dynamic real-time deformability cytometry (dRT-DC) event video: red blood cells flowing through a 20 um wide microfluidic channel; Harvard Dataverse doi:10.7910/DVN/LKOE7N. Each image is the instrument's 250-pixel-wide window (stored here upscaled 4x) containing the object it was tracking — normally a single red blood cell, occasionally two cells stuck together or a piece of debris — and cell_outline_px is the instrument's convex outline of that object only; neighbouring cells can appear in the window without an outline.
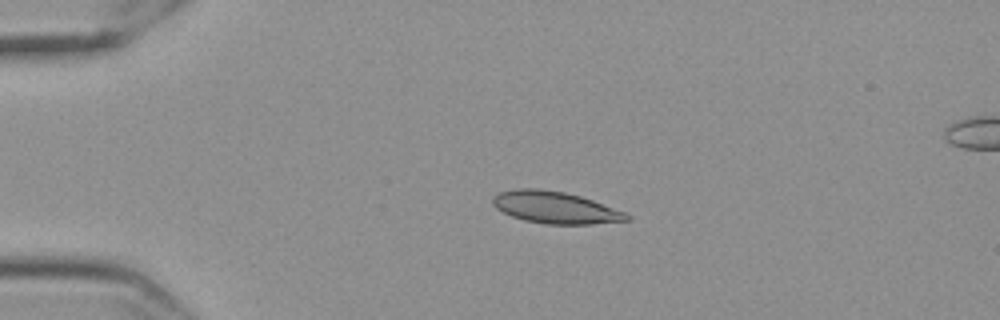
{"species": "Egyptian fruit bat (a non-hibernating species)", "species_latin": "Rousettus aegyptiacus", "temperature_condition": "cold", "stored_images_in_passage": 57, "camera_frame_rate_fps": 3000, "um_per_image_px": 0.085, "frame": {"image": 1, "passage_image": 13, "time_ms": 4.0, "image_size_px": [1000, 320], "cell_outline_px": [[628, 220], [592, 224], [544, 224], [524, 220], [512, 216], [496, 208], [492, 204], [492, 196], [500, 192], [520, 188], [536, 188], [564, 192], [580, 196], [592, 200], [624, 212], [628, 216]], "centroid_in_image_um": [47.14, 17.63], "position_along_channel_um": 37.9, "area_um2": 24.62}}
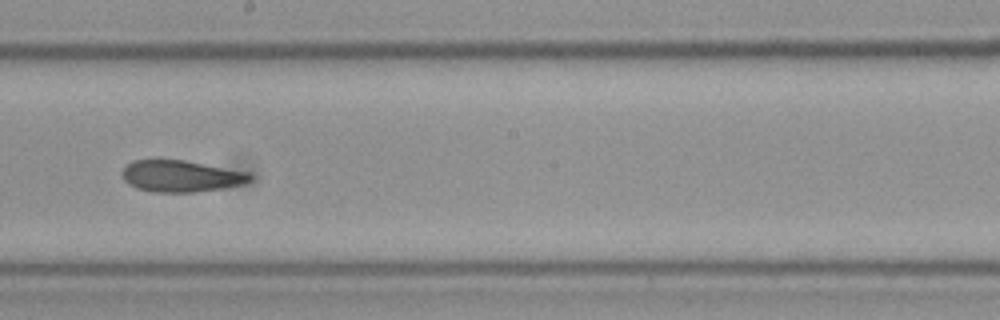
{"frame": {"image": 2, "passage_image": 33, "time_ms": 10.667, "image_size_px": [1000, 320], "cell_outline_px": [[252, 180], [244, 184], [224, 188], [196, 192], [152, 192], [136, 188], [128, 184], [124, 180], [124, 168], [132, 160], [184, 160], [248, 172], [252, 176]], "centroid_in_image_um": [15.41, 14.98], "position_along_channel_um": 232.8, "area_um2": 23.47}}
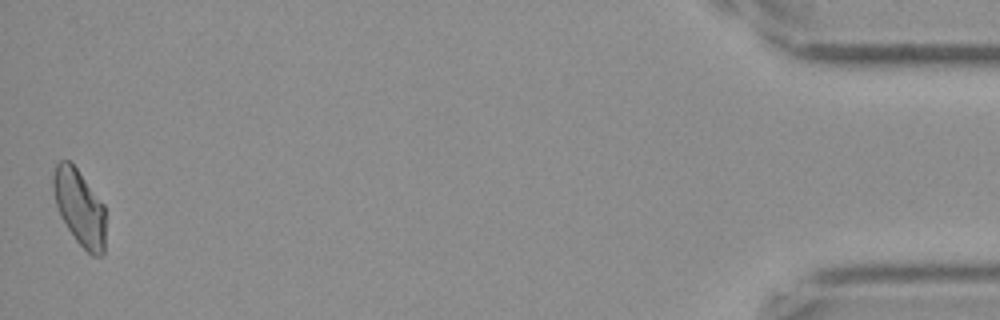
{"frame": {"image": 3, "passage_image": 57, "time_ms": 18.667, "image_size_px": [1000, 320], "cell_outline_px": [[104, 252], [100, 256], [92, 256], [76, 240], [60, 216], [56, 204], [52, 188], [52, 176], [56, 164], [60, 160], [68, 160], [76, 168], [104, 204]], "centroid_in_image_um": [6.74, 17.63], "position_along_channel_um": 428.5, "area_um2": 22.95}, "authors_computed_cell_mechanics": {"area_um2": 23.698, "velocity_mm_per_s": 3.5238, "shape_relaxation_time_tau1_ms": 7.8905, "shape_relaxation_time_tau2_ms": 3.2923, "deformation_change_tau1": 0.1394, "deformation_change_tau2": 0.0738}}